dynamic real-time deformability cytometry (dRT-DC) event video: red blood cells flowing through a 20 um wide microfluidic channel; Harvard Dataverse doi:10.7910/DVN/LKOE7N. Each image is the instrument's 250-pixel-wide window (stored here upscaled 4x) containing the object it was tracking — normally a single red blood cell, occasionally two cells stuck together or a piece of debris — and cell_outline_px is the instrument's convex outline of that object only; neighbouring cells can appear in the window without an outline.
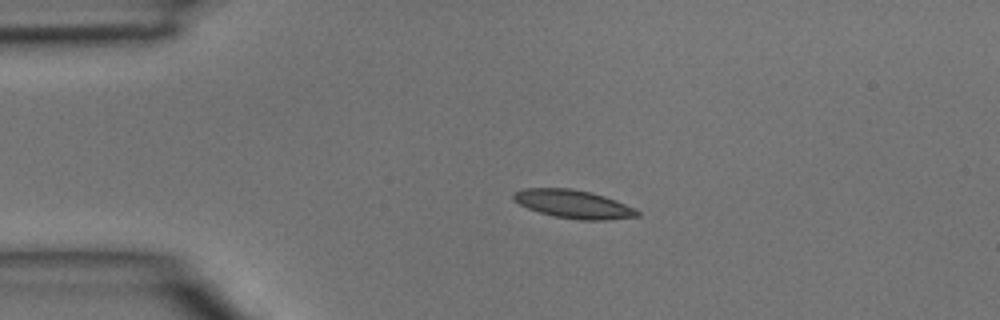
{"species": "common noctule bat (a hibernating species)", "species_latin": "Nyctalus noctula", "temperature_condition": "room temperature", "stored_images_in_passage": 3, "segment_of_instrument_passage": [1, 2], "camera_frame_rate_fps": 3000, "um_per_image_px": 0.085, "animal": {"sex": "male", "body_mass_g": 15.6}, "frame": {"image": 1, "passage_image": 1, "time_ms": 0.0, "image_size_px": [1000, 320], "cell_outline_px": [[640, 216], [604, 220], [580, 220], [556, 216], [540, 212], [528, 208], [512, 200], [512, 196], [516, 192], [524, 188], [572, 188], [592, 192], [616, 200], [636, 208], [640, 212]], "centroid_in_image_um": [48.77, 17.34], "position_along_channel_um": 36.2, "area_um2": 20.4}}